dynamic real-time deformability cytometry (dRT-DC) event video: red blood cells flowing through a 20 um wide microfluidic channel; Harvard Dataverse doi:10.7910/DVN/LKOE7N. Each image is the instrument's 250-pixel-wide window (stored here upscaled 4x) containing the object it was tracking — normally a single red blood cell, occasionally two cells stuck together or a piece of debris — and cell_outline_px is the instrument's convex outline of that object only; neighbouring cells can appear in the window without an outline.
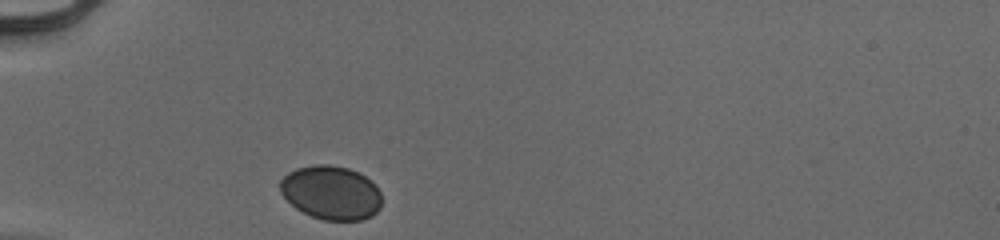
{"species": "human", "species_latin": "Homo sapiens", "temperature_condition": "cold", "stored_images_in_passage": 37, "camera_frame_rate_fps": 3000, "um_per_image_px": 0.085, "donor": {"sex": "male"}, "frame": {"image": 1, "passage_image": 1, "time_ms": 0.0, "image_size_px": [1000, 240], "cell_outline_px": [[380, 208], [372, 216], [364, 220], [324, 220], [312, 216], [296, 208], [280, 192], [280, 180], [288, 172], [296, 168], [316, 164], [328, 164], [348, 168], [372, 180], [376, 184], [380, 192]], "centroid_in_image_um": [28.15, 16.37], "position_along_channel_um": 56.8, "area_um2": 31.91}}
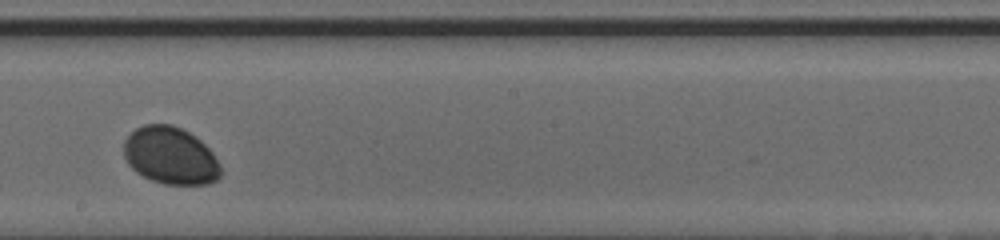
{"frame": {"image": 2, "passage_image": 16, "time_ms": 5.0, "image_size_px": [1000, 240], "cell_outline_px": [[220, 176], [216, 180], [208, 184], [164, 184], [152, 180], [136, 172], [128, 164], [124, 156], [124, 140], [136, 128], [144, 124], [172, 124], [196, 136], [212, 152], [220, 164]], "centroid_in_image_um": [14.48, 13.23], "position_along_channel_um": 233.7, "area_um2": 32.31}}
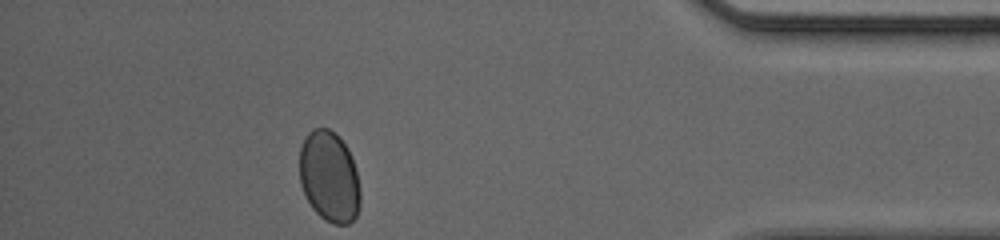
{"frame": {"image": 3, "passage_image": 32, "time_ms": 10.333, "image_size_px": [1000, 240], "cell_outline_px": [[360, 204], [356, 216], [348, 224], [332, 224], [324, 220], [312, 208], [300, 184], [300, 148], [304, 136], [312, 128], [328, 128], [336, 132], [340, 136], [348, 148], [352, 156], [356, 168], [360, 188]], "centroid_in_image_um": [28.0, 14.99], "position_along_channel_um": 407.2, "area_um2": 32.71}, "authors_computed_cell_mechanics": {"area_um2": 32.1946, "velocity_mm_per_s": 3.8863, "shape_relaxation_time_tau1_ms": 3.8385, "shape_relaxation_time_tau2_ms": 1.9255, "deformation_change_tau1": 0.0237, "deformation_change_tau2": 0.0141}}